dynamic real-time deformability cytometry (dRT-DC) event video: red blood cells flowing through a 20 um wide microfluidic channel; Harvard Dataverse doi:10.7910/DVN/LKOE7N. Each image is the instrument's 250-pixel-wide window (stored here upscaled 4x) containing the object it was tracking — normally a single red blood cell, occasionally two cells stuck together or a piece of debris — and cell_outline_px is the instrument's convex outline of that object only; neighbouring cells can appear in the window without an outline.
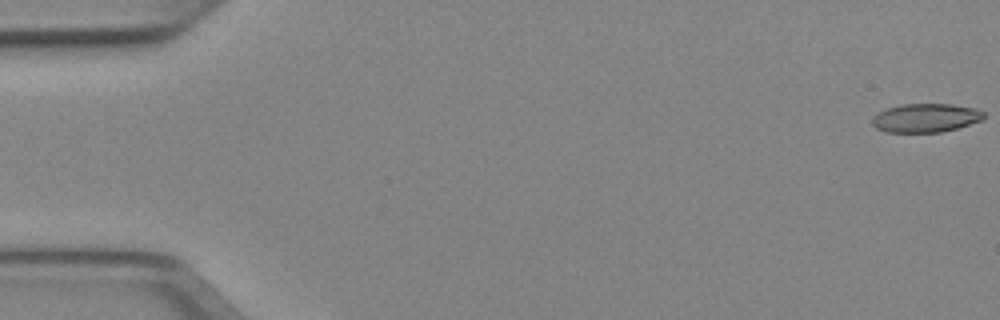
{"species": "Egyptian fruit bat (a non-hibernating species)", "species_latin": "Rousettus aegyptiacus", "temperature_condition": "cold", "stored_images_in_passage": 52, "camera_frame_rate_fps": 3000, "um_per_image_px": 0.085, "animal": {"sex": "female"}, "frame": {"image": 1, "passage_image": 1, "time_ms": 0.0, "image_size_px": [1000, 320], "cell_outline_px": [[984, 120], [956, 128], [940, 132], [888, 132], [876, 128], [872, 124], [872, 116], [876, 112], [884, 108], [900, 104], [952, 104], [976, 108], [984, 112]], "centroid_in_image_um": [78.66, 10.01], "position_along_channel_um": 6.3, "area_um2": 18.9}}
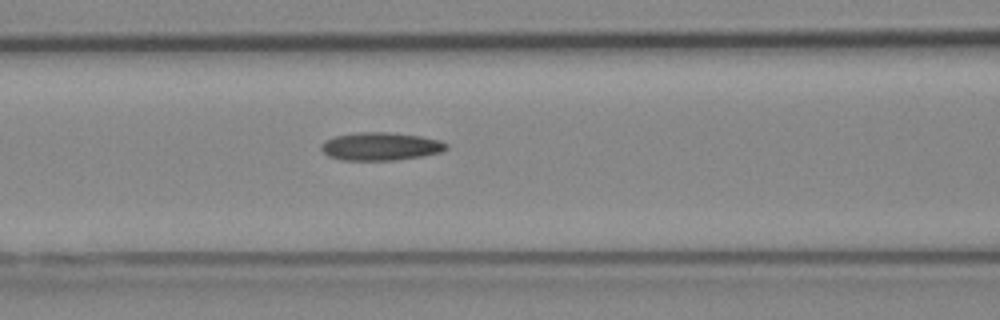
{"frame": {"image": 2, "passage_image": 22, "time_ms": 7.0, "image_size_px": [1000, 320], "cell_outline_px": [[448, 148], [440, 152], [420, 156], [396, 160], [340, 160], [328, 156], [320, 148], [320, 144], [324, 140], [336, 136], [356, 132], [388, 132], [420, 136], [440, 140], [448, 144]], "centroid_in_image_um": [32.32, 12.44], "position_along_channel_um": 134.3, "area_um2": 20.46}}
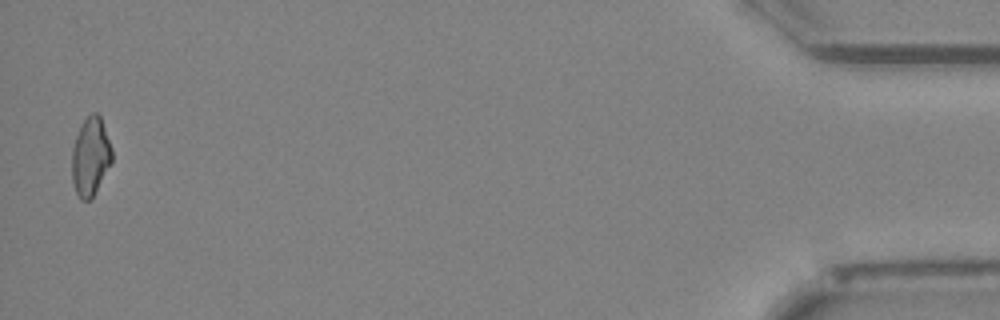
{"frame": {"image": 3, "passage_image": 51, "time_ms": 16.667, "image_size_px": [1000, 320], "cell_outline_px": [[112, 164], [92, 196], [88, 200], [80, 200], [76, 192], [72, 180], [72, 148], [80, 124], [92, 112], [96, 112], [100, 116], [112, 148]], "centroid_in_image_um": [7.69, 13.29], "position_along_channel_um": 427.5, "area_um2": 18.26}, "authors_computed_cell_mechanics": {"area_um2": 19.5075, "velocity_mm_per_s": 3.9675, "shape_relaxation_time_tau1_ms": 6.1621, "shape_relaxation_time_tau2_ms": 4.8183, "deformation_change_tau1": 0.1516, "deformation_change_tau2": 0.1522}}